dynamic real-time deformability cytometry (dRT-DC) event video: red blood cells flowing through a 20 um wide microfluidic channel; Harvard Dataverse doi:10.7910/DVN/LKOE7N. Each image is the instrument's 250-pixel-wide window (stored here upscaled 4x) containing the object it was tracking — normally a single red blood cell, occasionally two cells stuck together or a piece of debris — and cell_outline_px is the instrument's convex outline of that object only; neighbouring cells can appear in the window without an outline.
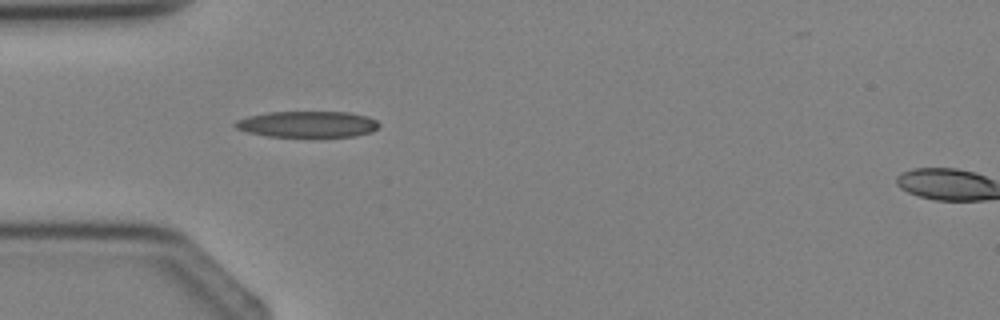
{"species": "Egyptian fruit bat (a non-hibernating species)", "species_latin": "Rousettus aegyptiacus", "temperature_condition": "cold", "stored_images_in_passage": 2, "segment_of_instrument_passage": [1, 2], "camera_frame_rate_fps": 3000, "um_per_image_px": 0.085, "animal": {"sex": "female"}, "frame": {"image": 1, "passage_image": 1, "time_ms": 0.0, "image_size_px": [1000, 320], "cell_outline_px": [[380, 124], [372, 132], [356, 136], [268, 136], [248, 132], [236, 128], [232, 124], [236, 120], [248, 116], [268, 112], [348, 112], [368, 116], [376, 120]], "centroid_in_image_um": [26.13, 10.55], "position_along_channel_um": 58.9, "area_um2": 21.85}}